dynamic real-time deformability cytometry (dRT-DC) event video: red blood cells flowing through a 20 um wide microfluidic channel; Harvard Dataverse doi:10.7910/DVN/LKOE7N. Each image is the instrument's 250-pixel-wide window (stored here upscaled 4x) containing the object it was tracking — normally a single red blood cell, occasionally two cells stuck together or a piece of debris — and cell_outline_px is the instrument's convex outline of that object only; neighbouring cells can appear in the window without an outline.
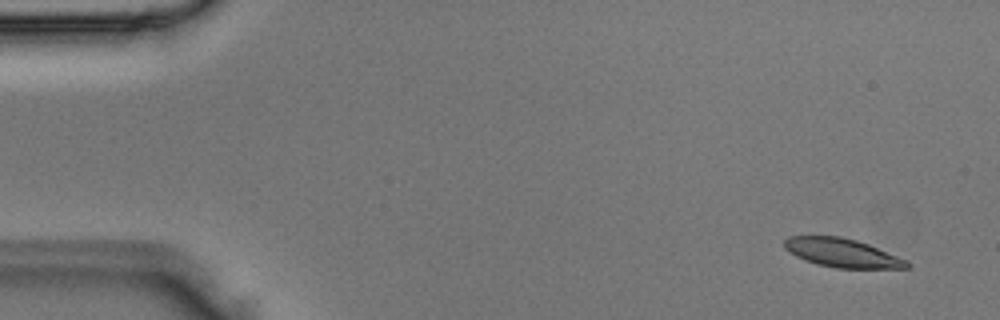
{"species": "Egyptian fruit bat (a non-hibernating species)", "species_latin": "Rousettus aegyptiacus", "temperature_condition": "room temperature", "stored_images_in_passage": 2, "camera_frame_rate_fps": 3000, "um_per_image_px": 0.085, "animal": {"sex": "male"}, "frame": {"image": 1, "passage_image": 1, "time_ms": 0.0, "image_size_px": [1000, 320], "cell_outline_px": [[912, 268], [836, 268], [816, 264], [804, 260], [796, 256], [784, 248], [784, 240], [788, 236], [840, 236], [856, 240], [868, 244], [908, 260], [912, 264]], "centroid_in_image_um": [71.61, 21.5], "position_along_channel_um": 13.4, "area_um2": 20.63}}